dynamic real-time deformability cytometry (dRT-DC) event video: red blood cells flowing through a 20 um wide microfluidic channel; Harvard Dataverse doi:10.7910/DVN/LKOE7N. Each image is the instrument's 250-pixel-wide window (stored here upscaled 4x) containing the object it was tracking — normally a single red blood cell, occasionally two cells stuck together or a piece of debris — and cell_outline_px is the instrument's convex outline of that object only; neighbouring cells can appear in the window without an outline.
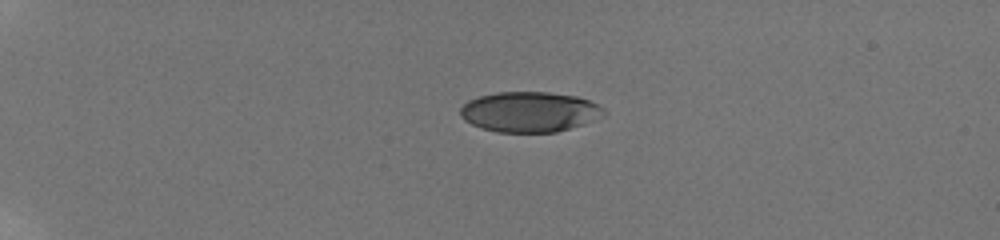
{"species": "human", "species_latin": "Homo sapiens", "temperature_condition": "room temperature", "stored_images_in_passage": 31, "camera_frame_rate_fps": 3000, "um_per_image_px": 0.085, "donor": {"sex": "male"}, "frame": {"image": 1, "passage_image": 1, "time_ms": 0.0, "image_size_px": [1000, 240], "cell_outline_px": [[608, 112], [604, 116], [584, 124], [556, 132], [496, 132], [480, 128], [464, 120], [460, 116], [460, 108], [468, 100], [480, 96], [496, 92], [548, 92], [576, 96], [588, 100], [604, 108]], "centroid_in_image_um": [45.02, 9.51], "position_along_channel_um": 40.0, "area_um2": 33.87}}
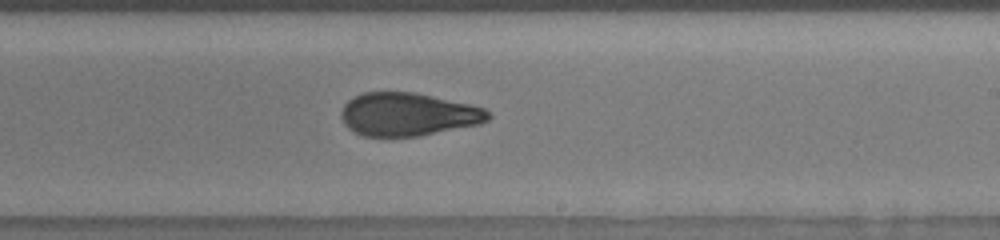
{"frame": {"image": 2, "passage_image": 15, "time_ms": 7.667, "image_size_px": [1000, 240], "cell_outline_px": [[492, 116], [488, 120], [480, 124], [420, 136], [364, 136], [352, 132], [344, 124], [340, 116], [340, 112], [344, 104], [348, 100], [364, 92], [416, 92], [472, 104], [484, 108]], "centroid_in_image_um": [34.68, 9.72], "position_along_channel_um": 254.3, "area_um2": 37.28}}
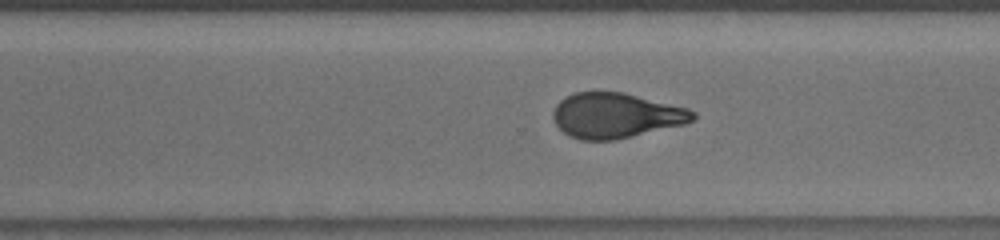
{"frame": {"image": 3, "passage_image": 20, "time_ms": 9.333, "image_size_px": [1000, 240], "cell_outline_px": [[696, 116], [692, 120], [684, 124], [612, 140], [580, 140], [568, 136], [556, 124], [552, 116], [552, 112], [556, 104], [560, 100], [576, 92], [624, 92], [688, 108], [696, 112]], "centroid_in_image_um": [52.33, 9.81], "position_along_channel_um": 318.3, "area_um2": 36.53}, "authors_computed_cell_mechanics": {"area_um2": 37.2232, "velocity_mm_per_s": 3.8429, "shape_relaxation_time_tau1_ms": 5.3704, "shape_relaxation_time_tau2_ms": 1.4408, "deformation_change_tau1": 0.1857, "deformation_change_tau2": 0.0742}}